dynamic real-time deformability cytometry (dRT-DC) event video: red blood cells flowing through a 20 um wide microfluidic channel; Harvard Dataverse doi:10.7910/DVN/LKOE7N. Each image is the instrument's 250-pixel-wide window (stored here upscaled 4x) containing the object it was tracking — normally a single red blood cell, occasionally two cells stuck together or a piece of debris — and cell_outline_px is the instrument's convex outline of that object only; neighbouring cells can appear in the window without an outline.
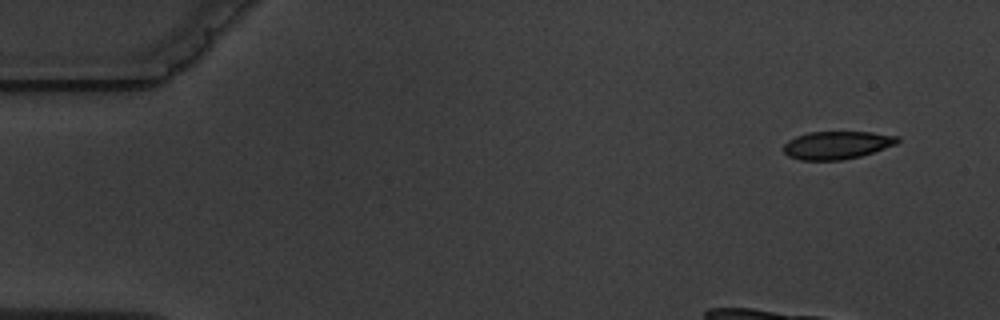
{"species": "common noctule bat (a hibernating species)", "species_latin": "Nyctalus noctula", "temperature_condition": "warm", "stored_images_in_passage": 4, "camera_frame_rate_fps": 3000, "um_per_image_px": 0.085, "animal": {"sex": "male", "body_mass_g": 19.5, "forearm_length_mm": 54.6}, "frame": {"image": 1, "passage_image": 1, "time_ms": 0.0, "image_size_px": [1000, 320], "cell_outline_px": [[900, 140], [896, 144], [860, 156], [844, 160], [800, 160], [788, 156], [784, 152], [784, 144], [788, 140], [796, 136], [808, 132], [872, 132], [900, 136]], "centroid_in_image_um": [71.13, 12.33], "position_along_channel_um": 13.9, "area_um2": 18.55}}